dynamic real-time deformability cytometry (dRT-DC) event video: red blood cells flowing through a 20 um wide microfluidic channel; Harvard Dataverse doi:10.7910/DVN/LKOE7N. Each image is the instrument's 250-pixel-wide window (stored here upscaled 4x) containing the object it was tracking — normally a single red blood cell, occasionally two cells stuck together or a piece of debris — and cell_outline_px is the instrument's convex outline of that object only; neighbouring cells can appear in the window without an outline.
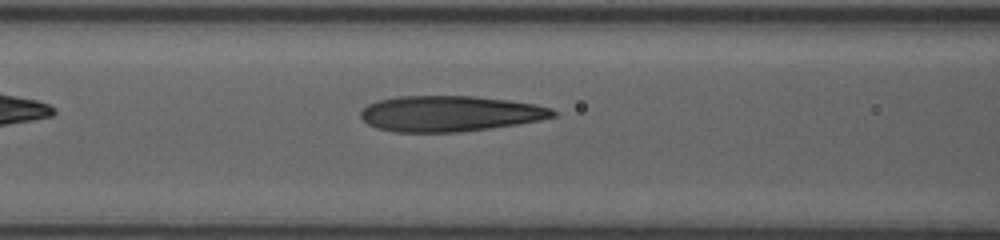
{"species": "human", "species_latin": "Homo sapiens", "temperature_condition": "room temperature", "stored_images_in_passage": 11, "segment_of_instrument_passage": [1, 2], "camera_frame_rate_fps": 3000, "um_per_image_px": 0.085, "donor": {"sex": "female"}, "frame": {"image": 1, "passage_image": 3, "time_ms": 1.333, "image_size_px": [1000, 240], "cell_outline_px": [[556, 116], [540, 120], [516, 124], [460, 132], [396, 132], [376, 128], [368, 124], [360, 116], [360, 112], [368, 104], [376, 100], [396, 96], [472, 96], [508, 100], [536, 104], [552, 108], [556, 112]], "centroid_in_image_um": [38.22, 9.65], "position_along_channel_um": 128.4, "area_um2": 40.06}}
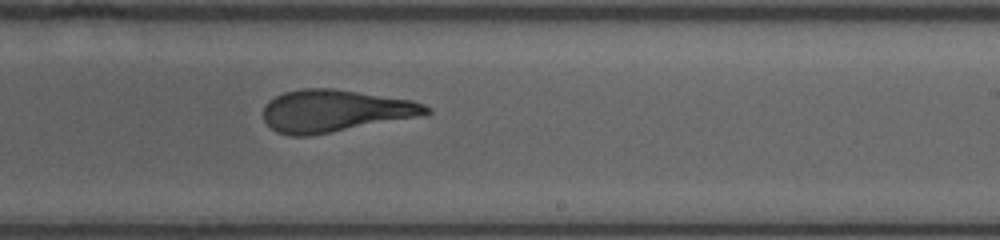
{"frame": {"image": 2, "passage_image": 8, "time_ms": 4.667, "image_size_px": [1000, 240], "cell_outline_px": [[432, 112], [424, 116], [308, 136], [292, 136], [276, 132], [264, 120], [264, 108], [268, 100], [284, 92], [304, 88], [332, 88], [412, 100], [424, 104], [432, 108]], "centroid_in_image_um": [28.51, 9.42], "position_along_channel_um": 260.5, "area_um2": 40.11}}
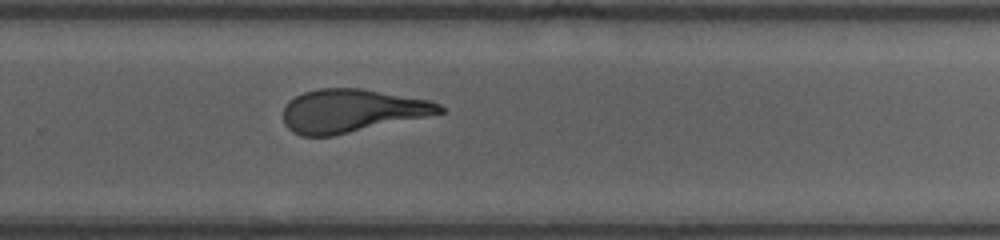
{"frame": {"image": 3, "passage_image": 10, "time_ms": 5.667, "image_size_px": [1000, 240], "cell_outline_px": [[444, 112], [332, 136], [300, 136], [292, 132], [284, 124], [284, 108], [288, 100], [304, 92], [320, 88], [360, 88], [432, 100], [440, 104], [444, 108]], "centroid_in_image_um": [29.87, 9.41], "position_along_channel_um": 299.9, "area_um2": 39.13}}